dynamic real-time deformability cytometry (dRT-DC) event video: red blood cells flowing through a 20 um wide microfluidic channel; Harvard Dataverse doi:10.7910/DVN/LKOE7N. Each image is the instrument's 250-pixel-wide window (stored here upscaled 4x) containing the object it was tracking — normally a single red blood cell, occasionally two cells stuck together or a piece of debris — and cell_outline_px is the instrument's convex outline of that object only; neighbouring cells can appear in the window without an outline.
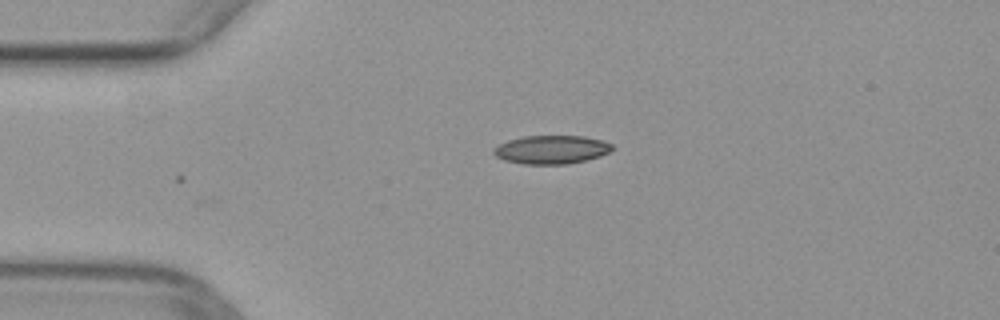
{"species": "common noctule bat (a hibernating species)", "species_latin": "Nyctalus noctula", "temperature_condition": "warm", "stored_images_in_passage": 3, "camera_frame_rate_fps": 3000, "um_per_image_px": 0.085, "animal": {"sex": "female", "body_mass_g": 29.2, "forearm_length_mm": 56.3}, "frame": {"image": 1, "passage_image": 1, "time_ms": 0.0, "image_size_px": [1000, 320], "cell_outline_px": [[612, 148], [608, 152], [600, 156], [568, 164], [524, 164], [504, 160], [496, 156], [492, 152], [492, 148], [508, 140], [524, 136], [584, 136], [600, 140], [612, 144]], "centroid_in_image_um": [46.83, 12.72], "position_along_channel_um": 38.2, "area_um2": 19.54}}